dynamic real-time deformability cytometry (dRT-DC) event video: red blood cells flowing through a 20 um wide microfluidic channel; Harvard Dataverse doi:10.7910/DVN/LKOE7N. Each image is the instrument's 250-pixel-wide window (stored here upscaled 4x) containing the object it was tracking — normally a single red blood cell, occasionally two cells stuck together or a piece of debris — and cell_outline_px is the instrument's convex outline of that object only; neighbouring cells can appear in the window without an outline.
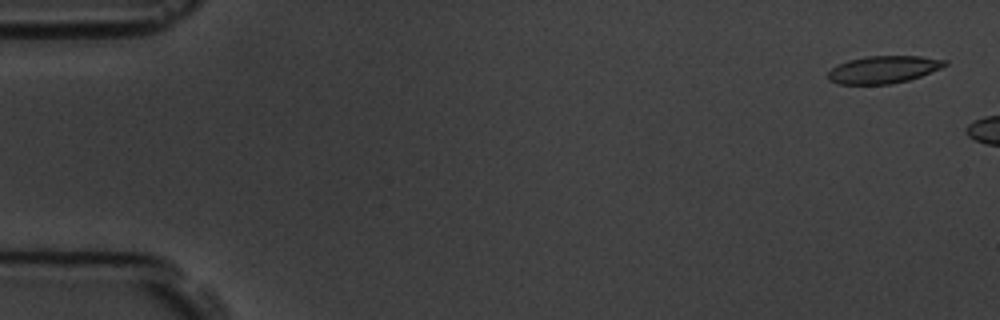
{"species": "common noctule bat (a hibernating species)", "species_latin": "Nyctalus noctula", "temperature_condition": "room temperature", "stored_images_in_passage": 3, "camera_frame_rate_fps": 3000, "um_per_image_px": 0.085, "animal": {"sex": "male", "body_mass_g": 19.5, "forearm_length_mm": 54.6}, "frame": {"image": 1, "passage_image": 1, "time_ms": 0.0, "image_size_px": [1000, 320], "cell_outline_px": [[948, 64], [940, 68], [920, 76], [908, 80], [888, 84], [840, 84], [828, 80], [828, 72], [832, 68], [848, 60], [864, 56], [920, 56], [948, 60]], "centroid_in_image_um": [75.09, 5.9], "position_along_channel_um": 9.9, "area_um2": 18.55}}